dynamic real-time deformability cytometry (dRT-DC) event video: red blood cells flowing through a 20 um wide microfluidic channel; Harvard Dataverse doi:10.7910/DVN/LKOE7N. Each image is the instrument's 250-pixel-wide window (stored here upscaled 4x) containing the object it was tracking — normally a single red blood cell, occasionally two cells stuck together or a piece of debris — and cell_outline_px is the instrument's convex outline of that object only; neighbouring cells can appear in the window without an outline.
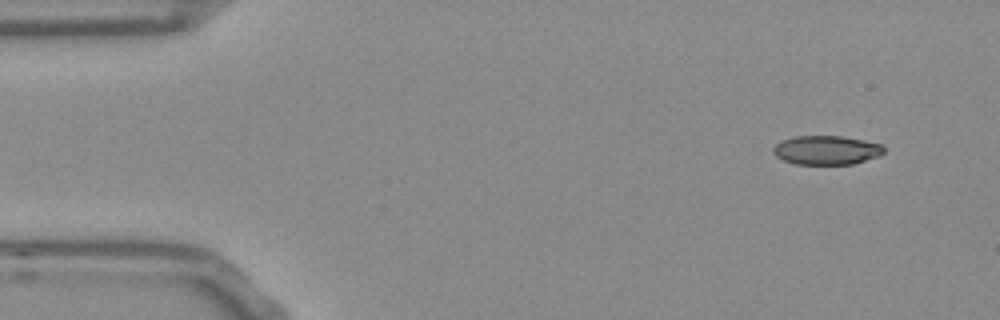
{"species": "Egyptian fruit bat (a non-hibernating species)", "species_latin": "Rousettus aegyptiacus", "temperature_condition": "room temperature", "stored_images_in_passage": 49, "camera_frame_rate_fps": 3000, "um_per_image_px": 0.085, "frame": {"image": 1, "passage_image": 1, "time_ms": 0.0, "image_size_px": [1000, 320], "cell_outline_px": [[884, 152], [880, 156], [852, 164], [796, 164], [784, 160], [776, 156], [772, 152], [772, 148], [776, 144], [784, 140], [796, 136], [840, 136], [864, 140], [880, 144], [884, 148]], "centroid_in_image_um": [70.25, 12.76], "position_along_channel_um": 14.7, "area_um2": 18.61}}
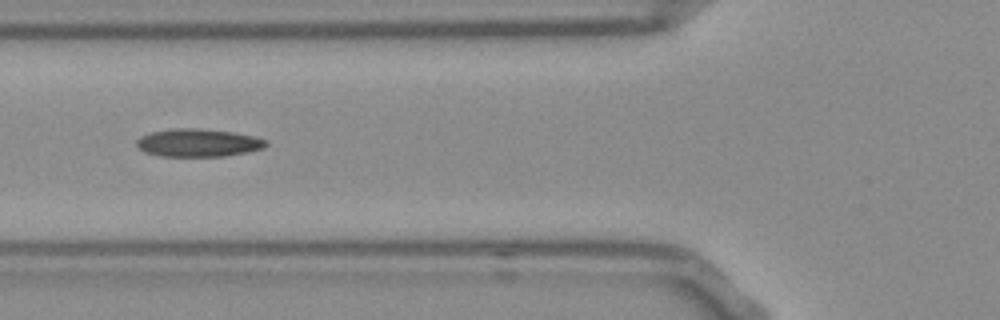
{"frame": {"image": 2, "passage_image": 16, "time_ms": 5.0, "image_size_px": [1000, 320], "cell_outline_px": [[268, 144], [264, 148], [248, 152], [224, 156], [160, 156], [144, 152], [136, 144], [136, 140], [140, 136], [148, 132], [172, 128], [200, 128], [236, 132], [256, 136], [264, 140]], "centroid_in_image_um": [16.84, 12.12], "position_along_channel_um": 109.0, "area_um2": 21.33}}
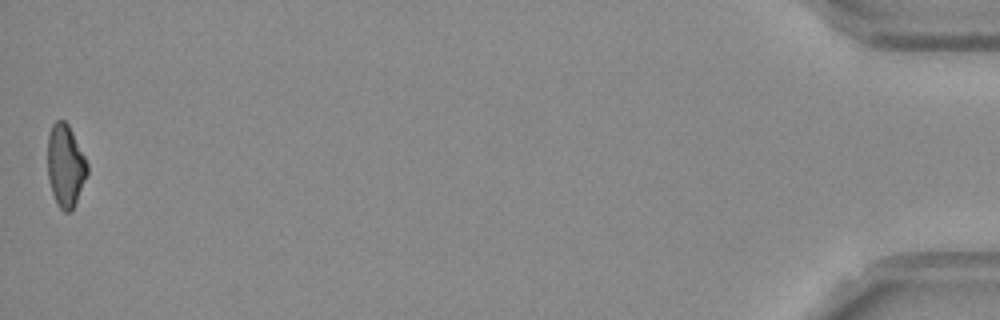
{"frame": {"image": 3, "passage_image": 49, "time_ms": 16.0, "image_size_px": [1000, 320], "cell_outline_px": [[88, 172], [76, 200], [72, 208], [68, 212], [64, 212], [60, 208], [52, 192], [48, 176], [48, 132], [52, 124], [56, 120], [64, 120], [68, 124], [88, 164]], "centroid_in_image_um": [5.55, 14.04], "position_along_channel_um": 429.7, "area_um2": 18.67}, "authors_computed_cell_mechanics": {"area_um2": 20.1144, "velocity_mm_per_s": 3.833, "shape_relaxation_time_tau1_ms": null, "shape_relaxation_time_tau2_ms": 4.3828, "deformation_change_tau1": null, "deformation_change_tau2": 0.1255}}